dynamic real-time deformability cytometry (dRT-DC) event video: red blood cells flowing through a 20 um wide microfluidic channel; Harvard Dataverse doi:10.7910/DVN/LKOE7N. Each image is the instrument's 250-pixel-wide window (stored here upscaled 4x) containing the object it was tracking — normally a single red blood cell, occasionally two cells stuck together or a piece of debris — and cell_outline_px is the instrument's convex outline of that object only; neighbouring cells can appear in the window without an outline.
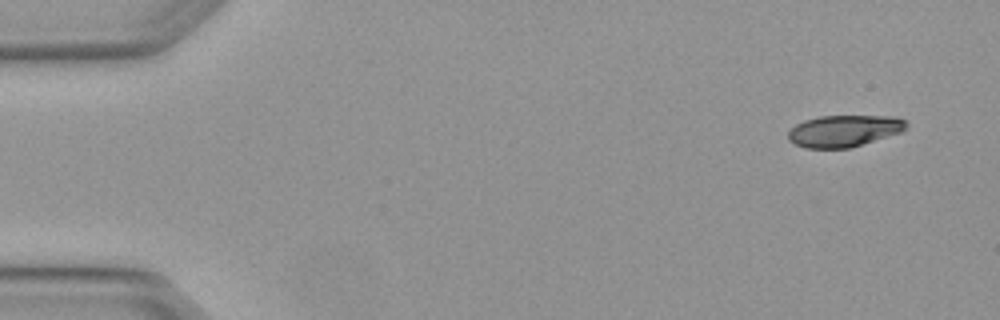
{"species": "Egyptian fruit bat (a non-hibernating species)", "species_latin": "Rousettus aegyptiacus", "temperature_condition": "warm", "stored_images_in_passage": 3, "camera_frame_rate_fps": 3000, "um_per_image_px": 0.085, "animal": {"sex": "female"}, "frame": {"image": 1, "passage_image": 1, "time_ms": 0.0, "image_size_px": [1000, 320], "cell_outline_px": [[908, 124], [904, 132], [848, 148], [804, 148], [788, 140], [788, 132], [796, 124], [804, 120], [820, 116], [896, 116], [904, 120]], "centroid_in_image_um": [71.77, 11.12], "position_along_channel_um": 13.2, "area_um2": 21.91}}